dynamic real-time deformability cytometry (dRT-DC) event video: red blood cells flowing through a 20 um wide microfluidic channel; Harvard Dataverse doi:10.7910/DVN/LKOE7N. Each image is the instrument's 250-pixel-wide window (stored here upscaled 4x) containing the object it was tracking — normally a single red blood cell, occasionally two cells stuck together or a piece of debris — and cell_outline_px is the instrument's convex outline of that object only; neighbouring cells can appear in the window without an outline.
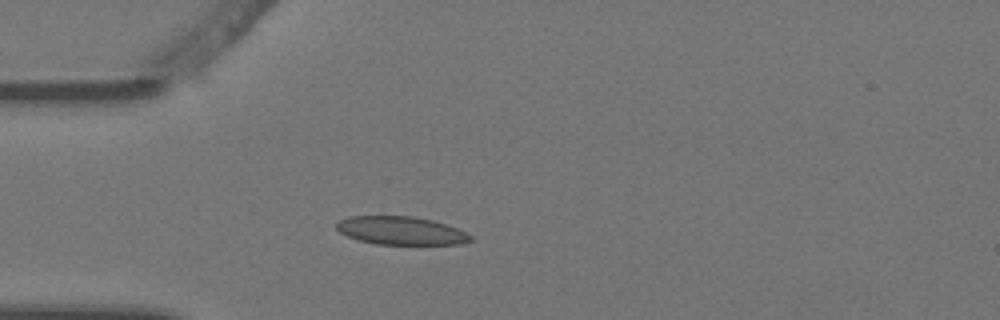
{"species": "Egyptian fruit bat (a non-hibernating species)", "species_latin": "Rousettus aegyptiacus", "temperature_condition": "warm", "stored_images_in_passage": 4, "camera_frame_rate_fps": 3000, "um_per_image_px": 0.085, "animal": {"sex": "female"}, "frame": {"image": 1, "passage_image": 3, "time_ms": 0.667, "image_size_px": [1000, 320], "cell_outline_px": [[472, 240], [460, 244], [376, 244], [360, 240], [348, 236], [340, 232], [336, 228], [336, 224], [340, 220], [348, 216], [412, 216], [432, 220], [456, 228], [472, 236]], "centroid_in_image_um": [34.06, 19.6], "position_along_channel_um": 50.9, "area_um2": 21.79}}